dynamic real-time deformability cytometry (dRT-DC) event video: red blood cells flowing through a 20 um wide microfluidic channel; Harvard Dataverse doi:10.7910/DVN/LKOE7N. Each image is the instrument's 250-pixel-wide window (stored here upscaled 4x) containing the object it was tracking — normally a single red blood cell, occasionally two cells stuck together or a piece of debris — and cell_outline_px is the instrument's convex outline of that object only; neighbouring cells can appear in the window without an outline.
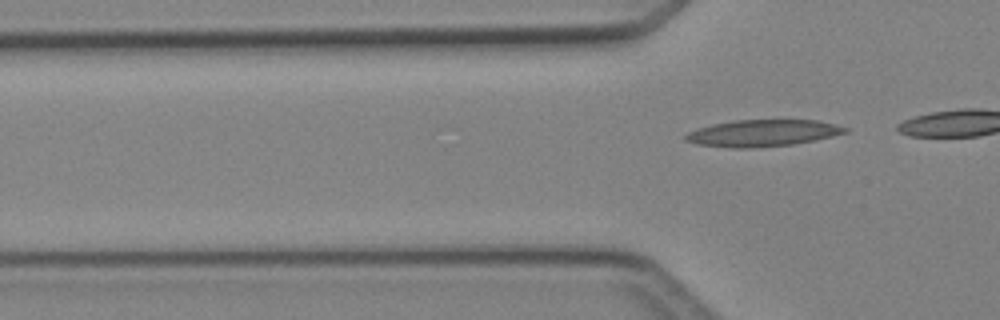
{"species": "Egyptian fruit bat (a non-hibernating species)", "species_latin": "Rousettus aegyptiacus", "temperature_condition": "cold", "stored_images_in_passage": 4, "camera_frame_rate_fps": 3000, "um_per_image_px": 0.085, "animal": {"sex": "female"}, "frame": {"image": 1, "passage_image": 4, "time_ms": 3.667, "image_size_px": [1000, 320], "cell_outline_px": [[848, 132], [816, 140], [792, 144], [752, 148], [728, 148], [696, 144], [684, 140], [684, 136], [688, 132], [696, 128], [712, 124], [732, 120], [816, 120], [836, 124], [848, 128]], "centroid_in_image_um": [64.79, 11.31], "position_along_channel_um": 61.0, "area_um2": 25.03}}